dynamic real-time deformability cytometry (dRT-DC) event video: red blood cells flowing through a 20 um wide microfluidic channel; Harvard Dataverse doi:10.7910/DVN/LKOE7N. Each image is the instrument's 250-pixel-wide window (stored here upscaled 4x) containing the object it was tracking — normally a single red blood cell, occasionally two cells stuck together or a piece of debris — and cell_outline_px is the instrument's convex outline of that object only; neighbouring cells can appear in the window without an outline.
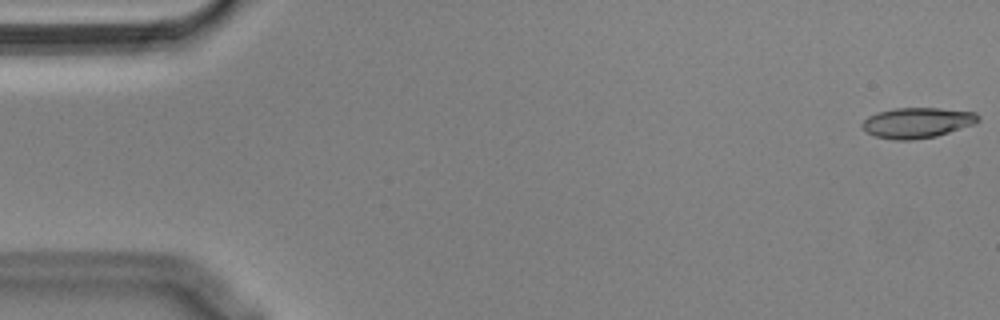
{"species": "Egyptian fruit bat (a non-hibernating species)", "species_latin": "Rousettus aegyptiacus", "temperature_condition": "cold", "stored_images_in_passage": 14, "camera_frame_rate_fps": 3000, "um_per_image_px": 0.085, "animal": {"sex": "male"}, "frame": {"image": 1, "passage_image": 1, "time_ms": 0.0, "image_size_px": [1000, 320], "cell_outline_px": [[980, 120], [976, 124], [936, 136], [908, 140], [896, 140], [876, 136], [868, 132], [860, 124], [868, 116], [876, 112], [896, 108], [940, 108], [976, 112], [980, 116]], "centroid_in_image_um": [78.0, 10.42], "position_along_channel_um": 7.0, "area_um2": 20.58}}